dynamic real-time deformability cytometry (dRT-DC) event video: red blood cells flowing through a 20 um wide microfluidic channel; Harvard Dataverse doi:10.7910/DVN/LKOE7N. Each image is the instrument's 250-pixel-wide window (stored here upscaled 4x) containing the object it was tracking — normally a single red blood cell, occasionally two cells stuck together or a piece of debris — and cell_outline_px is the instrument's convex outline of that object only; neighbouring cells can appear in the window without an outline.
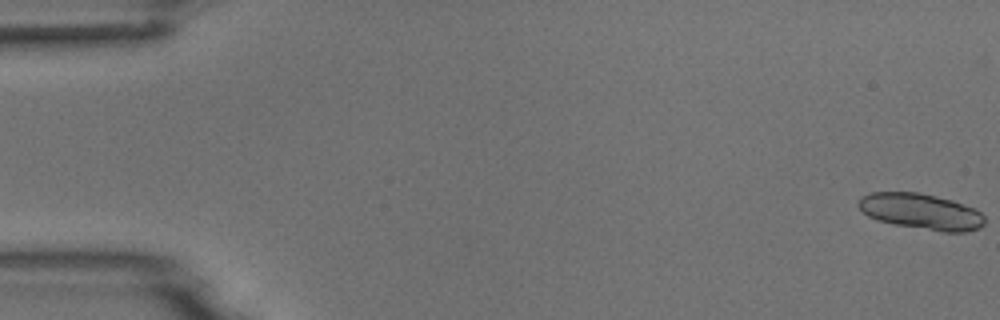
{"species": "common noctule bat (a hibernating species)", "species_latin": "Nyctalus noctula", "temperature_condition": "room temperature", "stored_images_in_passage": 8, "camera_frame_rate_fps": 3000, "um_per_image_px": 0.085, "animal": {"sex": "male", "body_mass_g": 18.8}, "frame": {"image": 1, "passage_image": 1, "time_ms": 0.0, "image_size_px": [1000, 320], "cell_outline_px": [[984, 224], [980, 228], [964, 232], [944, 232], [896, 224], [876, 220], [868, 216], [856, 204], [860, 196], [872, 192], [920, 192], [952, 200], [976, 208], [984, 216]], "centroid_in_image_um": [78.29, 17.97], "position_along_channel_um": 6.7, "area_um2": 26.47}}